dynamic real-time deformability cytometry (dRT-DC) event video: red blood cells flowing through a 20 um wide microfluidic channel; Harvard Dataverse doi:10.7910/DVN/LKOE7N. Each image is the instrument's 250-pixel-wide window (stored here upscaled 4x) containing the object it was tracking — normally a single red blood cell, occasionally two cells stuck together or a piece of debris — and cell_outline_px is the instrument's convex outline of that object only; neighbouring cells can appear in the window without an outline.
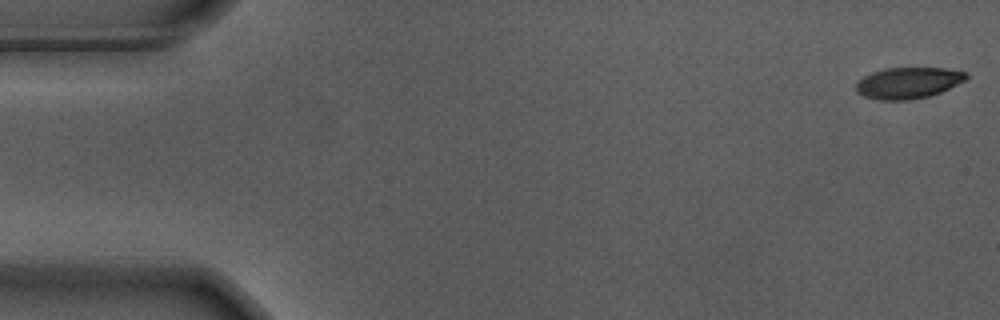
{"species": "Egyptian fruit bat (a non-hibernating species)", "species_latin": "Rousettus aegyptiacus", "temperature_condition": "warm", "stored_images_in_passage": 56, "camera_frame_rate_fps": 3000, "um_per_image_px": 0.085, "animal": {"sex": "male"}, "frame": {"image": 1, "passage_image": 1, "time_ms": 0.0, "image_size_px": [1000, 320], "cell_outline_px": [[968, 80], [940, 92], [928, 96], [908, 100], [880, 100], [864, 96], [856, 92], [856, 84], [864, 76], [872, 72], [884, 68], [948, 68], [968, 72]], "centroid_in_image_um": [77.24, 7.03], "position_along_channel_um": 7.8, "area_um2": 20.17}}
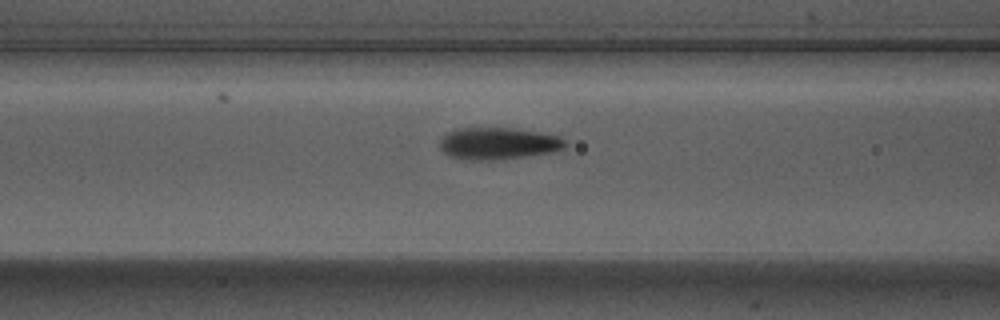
{"frame": {"image": 2, "passage_image": 22, "time_ms": 7.0, "image_size_px": [1000, 320], "cell_outline_px": [[568, 144], [564, 148], [556, 152], [492, 160], [476, 160], [452, 156], [444, 152], [440, 148], [440, 140], [448, 132], [456, 128], [516, 128], [560, 136]], "centroid_in_image_um": [42.39, 12.18], "position_along_channel_um": 124.2, "area_um2": 23.24}}
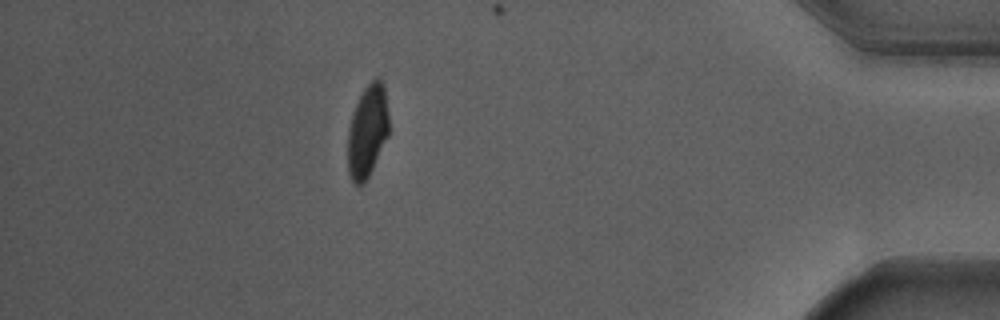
{"frame": {"image": 3, "passage_image": 49, "time_ms": 16.0, "image_size_px": [1000, 320], "cell_outline_px": [[388, 136], [364, 184], [352, 184], [348, 172], [348, 128], [356, 104], [364, 88], [376, 76], [380, 80], [384, 88], [388, 112]], "centroid_in_image_um": [31.22, 11.16], "position_along_channel_um": 404.0, "area_um2": 21.91}, "authors_computed_cell_mechanics": {"area_um2": 22.9466, "velocity_mm_per_s": 3.6862, "shape_relaxation_time_tau1_ms": 3.1451, "shape_relaxation_time_tau2_ms": 0.8319, "deformation_change_tau1": 0.1707, "deformation_change_tau2": 0.066}}